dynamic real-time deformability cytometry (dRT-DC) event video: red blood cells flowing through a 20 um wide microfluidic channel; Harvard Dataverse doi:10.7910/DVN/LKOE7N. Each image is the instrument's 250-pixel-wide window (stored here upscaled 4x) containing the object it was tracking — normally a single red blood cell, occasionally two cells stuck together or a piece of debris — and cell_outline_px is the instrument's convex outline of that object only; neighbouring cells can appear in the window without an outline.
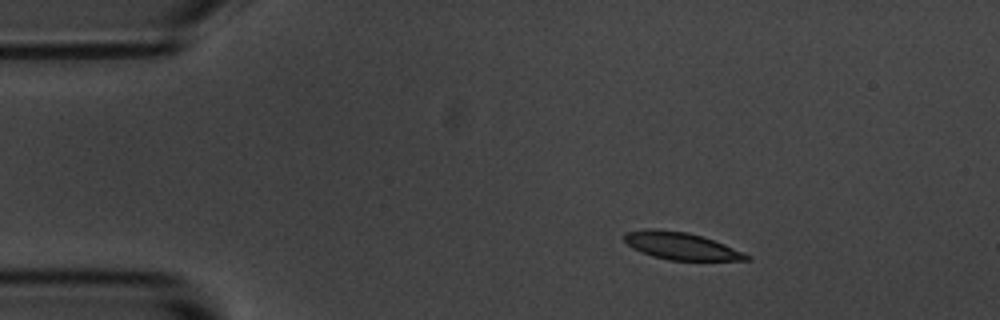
{"species": "common noctule bat (a hibernating species)", "species_latin": "Nyctalus noctula", "temperature_condition": "room temperature", "stored_images_in_passage": 3, "camera_frame_rate_fps": 3000, "um_per_image_px": 0.085, "animal": {"sex": "male", "body_mass_g": 20.1, "forearm_length_mm": 53.5}, "frame": {"image": 1, "passage_image": 1, "time_ms": 0.0, "image_size_px": [1000, 320], "cell_outline_px": [[752, 260], [668, 260], [652, 256], [640, 252], [632, 248], [624, 240], [624, 232], [648, 228], [656, 228], [688, 232], [724, 244], [744, 252], [752, 256]], "centroid_in_image_um": [57.86, 20.9], "position_along_channel_um": 27.1, "area_um2": 19.54}}
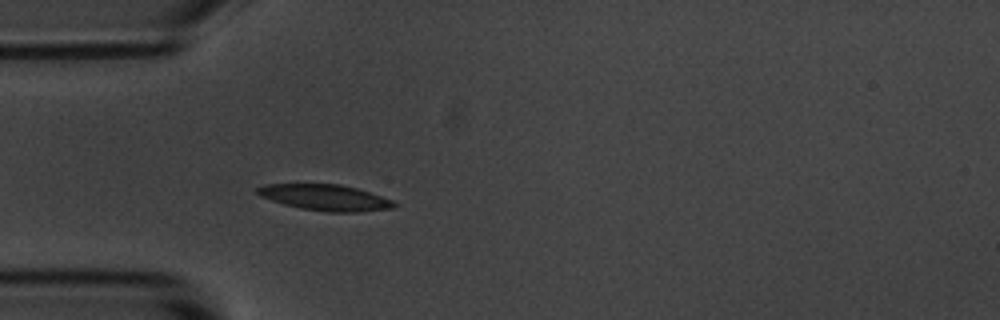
{"frame": {"image": 2, "passage_image": 3, "time_ms": 2.333, "image_size_px": [1000, 320], "cell_outline_px": [[396, 208], [356, 212], [328, 212], [300, 208], [284, 204], [260, 196], [256, 192], [256, 188], [264, 184], [340, 184], [356, 188], [392, 200], [396, 204]], "centroid_in_image_um": [27.63, 16.79], "position_along_channel_um": 57.4, "area_um2": 20.58}}